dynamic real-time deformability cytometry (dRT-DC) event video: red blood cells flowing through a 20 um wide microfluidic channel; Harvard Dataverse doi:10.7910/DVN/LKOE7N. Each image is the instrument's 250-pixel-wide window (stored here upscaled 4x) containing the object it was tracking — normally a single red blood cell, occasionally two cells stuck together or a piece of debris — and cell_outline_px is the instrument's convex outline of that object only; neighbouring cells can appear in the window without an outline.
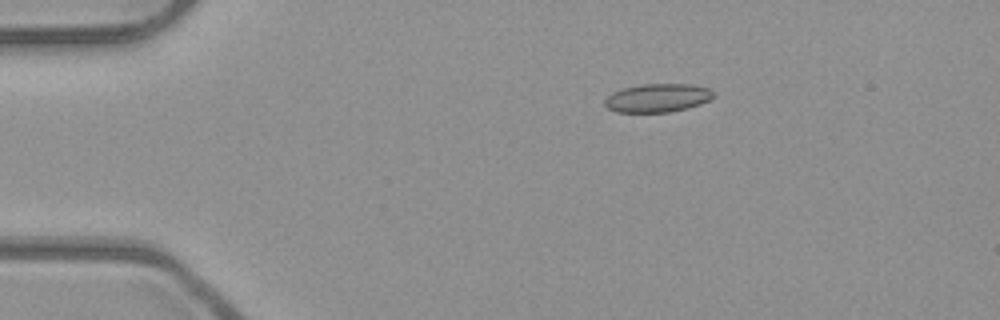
{"species": "common noctule bat (a hibernating species)", "species_latin": "Nyctalus noctula", "temperature_condition": "room temperature", "stored_images_in_passage": 5, "camera_frame_rate_fps": 3000, "um_per_image_px": 0.085, "animal": {"sex": "male", "body_mass_g": 23.1, "forearm_length_mm": 52.7}, "frame": {"image": 1, "passage_image": 1, "time_ms": 0.0, "image_size_px": [1000, 320], "cell_outline_px": [[712, 96], [708, 100], [700, 104], [688, 108], [668, 112], [616, 112], [608, 108], [604, 104], [604, 100], [612, 92], [624, 88], [640, 84], [688, 84], [708, 88], [712, 92]], "centroid_in_image_um": [55.84, 8.32], "position_along_channel_um": 29.2, "area_um2": 17.86}}
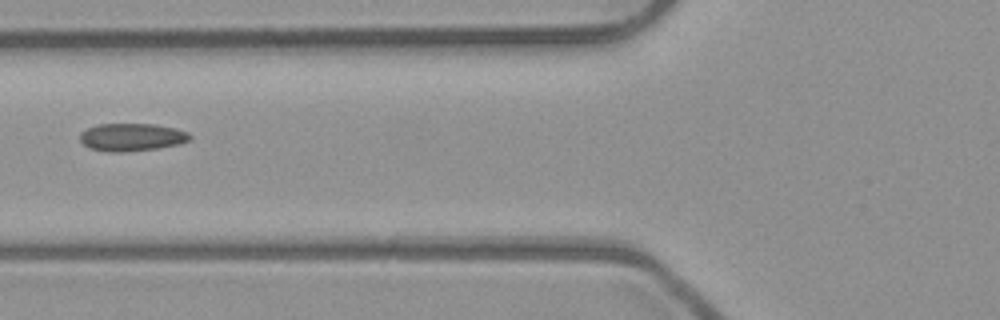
{"frame": {"image": 2, "passage_image": 4, "time_ms": 1.0, "image_size_px": [1000, 320], "cell_outline_px": [[192, 136], [188, 140], [180, 144], [156, 148], [124, 152], [112, 152], [88, 148], [80, 140], [80, 132], [96, 124], [156, 124], [176, 128], [188, 132]], "centroid_in_image_um": [11.19, 11.65], "position_along_channel_um": 114.6, "area_um2": 17.8}}
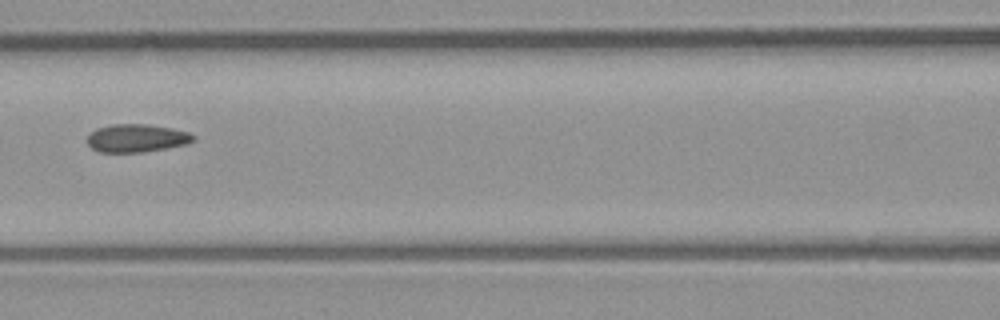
{"frame": {"image": 3, "passage_image": 5, "time_ms": 1.333, "image_size_px": [1000, 320], "cell_outline_px": [[196, 140], [188, 144], [140, 152], [100, 152], [92, 148], [88, 144], [88, 136], [96, 128], [112, 124], [148, 124], [172, 128], [188, 132], [196, 136]], "centroid_in_image_um": [11.64, 11.73], "position_along_channel_um": 155.0, "area_um2": 17.28}}